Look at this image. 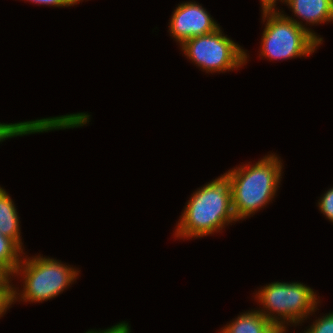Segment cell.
I'll list each match as a JSON object with an SVG mask.
<instances>
[{
    "mask_svg": "<svg viewBox=\"0 0 333 333\" xmlns=\"http://www.w3.org/2000/svg\"><path fill=\"white\" fill-rule=\"evenodd\" d=\"M277 333H284V330H279Z\"/></svg>",
    "mask_w": 333,
    "mask_h": 333,
    "instance_id": "ffe728a7",
    "label": "cell"
},
{
    "mask_svg": "<svg viewBox=\"0 0 333 333\" xmlns=\"http://www.w3.org/2000/svg\"><path fill=\"white\" fill-rule=\"evenodd\" d=\"M22 248L11 238L0 233V263L13 275L20 264Z\"/></svg>",
    "mask_w": 333,
    "mask_h": 333,
    "instance_id": "7c38bea8",
    "label": "cell"
},
{
    "mask_svg": "<svg viewBox=\"0 0 333 333\" xmlns=\"http://www.w3.org/2000/svg\"><path fill=\"white\" fill-rule=\"evenodd\" d=\"M10 275L12 274L0 263V283L8 282Z\"/></svg>",
    "mask_w": 333,
    "mask_h": 333,
    "instance_id": "ac0fdd59",
    "label": "cell"
},
{
    "mask_svg": "<svg viewBox=\"0 0 333 333\" xmlns=\"http://www.w3.org/2000/svg\"><path fill=\"white\" fill-rule=\"evenodd\" d=\"M282 1V0H281ZM286 2V0H284ZM263 10H274L276 0H261Z\"/></svg>",
    "mask_w": 333,
    "mask_h": 333,
    "instance_id": "d6986e66",
    "label": "cell"
},
{
    "mask_svg": "<svg viewBox=\"0 0 333 333\" xmlns=\"http://www.w3.org/2000/svg\"><path fill=\"white\" fill-rule=\"evenodd\" d=\"M281 161L265 156L255 165L242 166L224 174L230 181L232 207L236 219H242L266 205L280 182Z\"/></svg>",
    "mask_w": 333,
    "mask_h": 333,
    "instance_id": "7a4b0ae2",
    "label": "cell"
},
{
    "mask_svg": "<svg viewBox=\"0 0 333 333\" xmlns=\"http://www.w3.org/2000/svg\"><path fill=\"white\" fill-rule=\"evenodd\" d=\"M305 333H333V313L316 320Z\"/></svg>",
    "mask_w": 333,
    "mask_h": 333,
    "instance_id": "5bb4252c",
    "label": "cell"
},
{
    "mask_svg": "<svg viewBox=\"0 0 333 333\" xmlns=\"http://www.w3.org/2000/svg\"><path fill=\"white\" fill-rule=\"evenodd\" d=\"M293 12L309 23L333 20V0H286Z\"/></svg>",
    "mask_w": 333,
    "mask_h": 333,
    "instance_id": "30bf717a",
    "label": "cell"
},
{
    "mask_svg": "<svg viewBox=\"0 0 333 333\" xmlns=\"http://www.w3.org/2000/svg\"><path fill=\"white\" fill-rule=\"evenodd\" d=\"M24 262L22 263L21 260V265L17 266L14 273L18 274L19 271H23L25 286L21 299L26 302H39L54 298L78 275V272L72 267L50 258L37 257Z\"/></svg>",
    "mask_w": 333,
    "mask_h": 333,
    "instance_id": "277c9868",
    "label": "cell"
},
{
    "mask_svg": "<svg viewBox=\"0 0 333 333\" xmlns=\"http://www.w3.org/2000/svg\"><path fill=\"white\" fill-rule=\"evenodd\" d=\"M19 220L12 199L0 187V233L13 239L21 248Z\"/></svg>",
    "mask_w": 333,
    "mask_h": 333,
    "instance_id": "8fae6325",
    "label": "cell"
},
{
    "mask_svg": "<svg viewBox=\"0 0 333 333\" xmlns=\"http://www.w3.org/2000/svg\"><path fill=\"white\" fill-rule=\"evenodd\" d=\"M9 282L0 283V316L6 312V309L12 304L16 299V290L9 285Z\"/></svg>",
    "mask_w": 333,
    "mask_h": 333,
    "instance_id": "4fadbf2b",
    "label": "cell"
},
{
    "mask_svg": "<svg viewBox=\"0 0 333 333\" xmlns=\"http://www.w3.org/2000/svg\"><path fill=\"white\" fill-rule=\"evenodd\" d=\"M230 181L225 175L192 195L176 229V237H202L236 221Z\"/></svg>",
    "mask_w": 333,
    "mask_h": 333,
    "instance_id": "6da1fadb",
    "label": "cell"
},
{
    "mask_svg": "<svg viewBox=\"0 0 333 333\" xmlns=\"http://www.w3.org/2000/svg\"><path fill=\"white\" fill-rule=\"evenodd\" d=\"M269 312L252 311L240 315L237 320L227 325L221 333H277L285 331L283 321Z\"/></svg>",
    "mask_w": 333,
    "mask_h": 333,
    "instance_id": "9c48e42d",
    "label": "cell"
},
{
    "mask_svg": "<svg viewBox=\"0 0 333 333\" xmlns=\"http://www.w3.org/2000/svg\"><path fill=\"white\" fill-rule=\"evenodd\" d=\"M181 46L189 59L209 72L232 70L243 65L247 59L245 51L223 36L220 28L188 39Z\"/></svg>",
    "mask_w": 333,
    "mask_h": 333,
    "instance_id": "5b68a950",
    "label": "cell"
},
{
    "mask_svg": "<svg viewBox=\"0 0 333 333\" xmlns=\"http://www.w3.org/2000/svg\"><path fill=\"white\" fill-rule=\"evenodd\" d=\"M257 296L266 309L290 323H299L307 314L314 312L317 305L314 291L297 282H274L260 290Z\"/></svg>",
    "mask_w": 333,
    "mask_h": 333,
    "instance_id": "8992f818",
    "label": "cell"
},
{
    "mask_svg": "<svg viewBox=\"0 0 333 333\" xmlns=\"http://www.w3.org/2000/svg\"><path fill=\"white\" fill-rule=\"evenodd\" d=\"M169 27L181 45L188 39L212 33L219 28L207 11L193 2L183 3L175 9Z\"/></svg>",
    "mask_w": 333,
    "mask_h": 333,
    "instance_id": "52a82bcc",
    "label": "cell"
},
{
    "mask_svg": "<svg viewBox=\"0 0 333 333\" xmlns=\"http://www.w3.org/2000/svg\"><path fill=\"white\" fill-rule=\"evenodd\" d=\"M38 4L54 5V6H70L77 4L80 0H30Z\"/></svg>",
    "mask_w": 333,
    "mask_h": 333,
    "instance_id": "e0dca14e",
    "label": "cell"
},
{
    "mask_svg": "<svg viewBox=\"0 0 333 333\" xmlns=\"http://www.w3.org/2000/svg\"><path fill=\"white\" fill-rule=\"evenodd\" d=\"M86 333H130V329L128 326V323H119L115 326H112V328L106 329V330H102V331H88Z\"/></svg>",
    "mask_w": 333,
    "mask_h": 333,
    "instance_id": "2e32d148",
    "label": "cell"
},
{
    "mask_svg": "<svg viewBox=\"0 0 333 333\" xmlns=\"http://www.w3.org/2000/svg\"><path fill=\"white\" fill-rule=\"evenodd\" d=\"M321 212L333 222V188L328 190L319 202Z\"/></svg>",
    "mask_w": 333,
    "mask_h": 333,
    "instance_id": "9a60e30c",
    "label": "cell"
},
{
    "mask_svg": "<svg viewBox=\"0 0 333 333\" xmlns=\"http://www.w3.org/2000/svg\"><path fill=\"white\" fill-rule=\"evenodd\" d=\"M89 116L86 113H77L14 124L0 123V142L14 136L83 126L87 123Z\"/></svg>",
    "mask_w": 333,
    "mask_h": 333,
    "instance_id": "ba28073f",
    "label": "cell"
},
{
    "mask_svg": "<svg viewBox=\"0 0 333 333\" xmlns=\"http://www.w3.org/2000/svg\"><path fill=\"white\" fill-rule=\"evenodd\" d=\"M263 10L267 24L263 31L261 54L270 59L309 55L323 40L300 22L277 12Z\"/></svg>",
    "mask_w": 333,
    "mask_h": 333,
    "instance_id": "3957f363",
    "label": "cell"
}]
</instances>
